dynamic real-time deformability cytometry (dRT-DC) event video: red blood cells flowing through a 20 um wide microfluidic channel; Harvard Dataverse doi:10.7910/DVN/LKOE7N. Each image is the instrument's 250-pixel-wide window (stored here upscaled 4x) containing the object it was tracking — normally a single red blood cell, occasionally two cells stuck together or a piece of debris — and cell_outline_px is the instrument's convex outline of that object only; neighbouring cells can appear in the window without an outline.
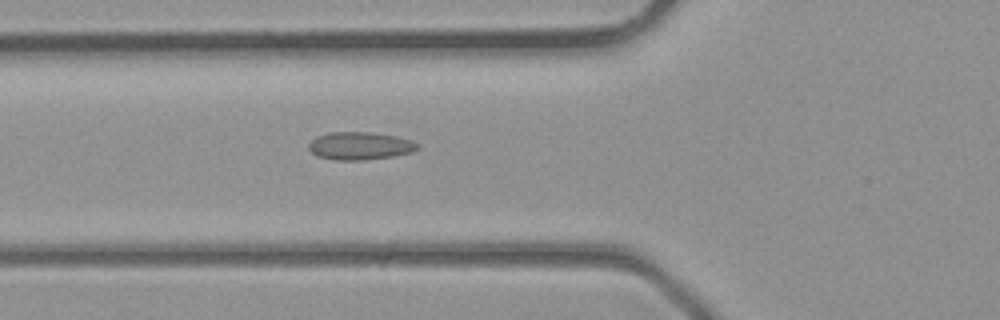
{"species": "common noctule bat (a hibernating species)", "species_latin": "Nyctalus noctula", "temperature_condition": "room temperature", "stored_images_in_passage": 28, "camera_frame_rate_fps": 3000, "um_per_image_px": 0.085, "animal": {"sex": "male", "body_mass_g": 23.1, "forearm_length_mm": 52.7}, "frame": {"image": 1, "passage_image": 5, "time_ms": 1.333, "image_size_px": [1000, 320], "cell_outline_px": [[420, 148], [412, 152], [392, 156], [364, 160], [336, 160], [316, 156], [308, 148], [308, 144], [316, 136], [328, 132], [372, 132], [396, 136], [412, 140], [420, 144]], "centroid_in_image_um": [30.6, 12.39], "position_along_channel_um": 95.2, "area_um2": 17.8}}
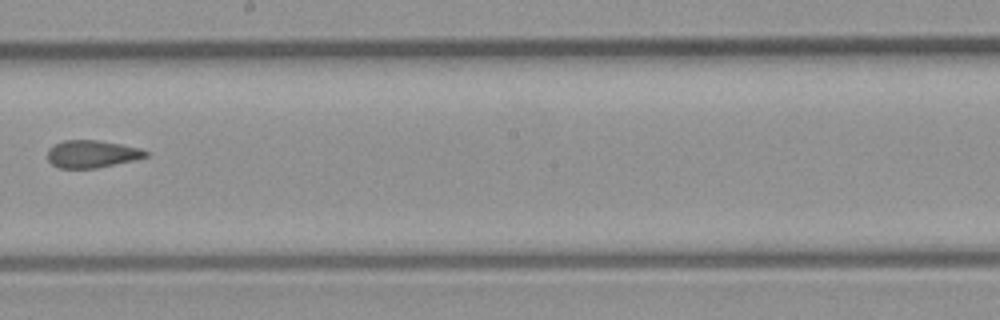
{"frame": {"image": 2, "passage_image": 13, "time_ms": 4.0, "image_size_px": [1000, 320], "cell_outline_px": [[148, 156], [132, 160], [96, 168], [60, 168], [52, 164], [48, 160], [48, 148], [64, 140], [96, 140], [120, 144], [140, 148], [148, 152]], "centroid_in_image_um": [7.79, 13.08], "position_along_channel_um": 240.4, "area_um2": 15.49}}
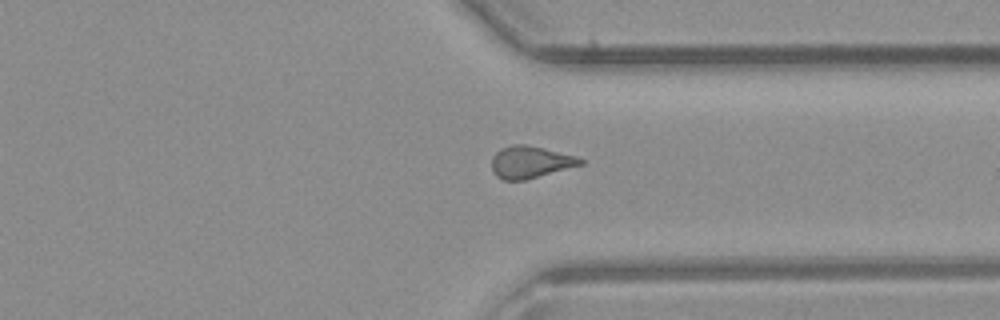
{"frame": {"image": 3, "passage_image": 20, "time_ms": 6.333, "image_size_px": [1000, 320], "cell_outline_px": [[584, 164], [524, 180], [504, 180], [496, 176], [492, 172], [492, 156], [500, 148], [512, 144], [524, 144], [544, 148], [576, 156], [584, 160]], "centroid_in_image_um": [45.05, 13.77], "position_along_channel_um": 366.3, "area_um2": 16.59}}